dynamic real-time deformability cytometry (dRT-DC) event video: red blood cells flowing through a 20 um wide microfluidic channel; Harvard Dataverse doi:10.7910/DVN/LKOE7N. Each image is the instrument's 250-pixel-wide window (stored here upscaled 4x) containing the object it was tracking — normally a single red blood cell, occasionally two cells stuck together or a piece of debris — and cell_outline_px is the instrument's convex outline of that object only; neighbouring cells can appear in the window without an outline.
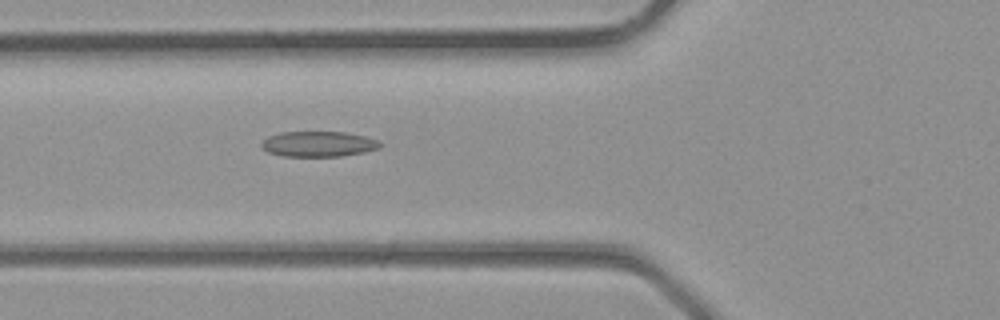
{"species": "common noctule bat (a hibernating species)", "species_latin": "Nyctalus noctula", "temperature_condition": "room temperature", "stored_images_in_passage": 4, "camera_frame_rate_fps": 3000, "um_per_image_px": 0.085, "animal": {"sex": "male", "body_mass_g": 23.1, "forearm_length_mm": 52.7}, "frame": {"image": 1, "passage_image": 4, "time_ms": 1.0, "image_size_px": [1000, 320], "cell_outline_px": [[380, 148], [364, 152], [340, 156], [284, 156], [268, 152], [260, 144], [268, 136], [280, 132], [344, 132], [364, 136], [380, 140]], "centroid_in_image_um": [27.08, 12.23], "position_along_channel_um": 98.7, "area_um2": 17.46}}